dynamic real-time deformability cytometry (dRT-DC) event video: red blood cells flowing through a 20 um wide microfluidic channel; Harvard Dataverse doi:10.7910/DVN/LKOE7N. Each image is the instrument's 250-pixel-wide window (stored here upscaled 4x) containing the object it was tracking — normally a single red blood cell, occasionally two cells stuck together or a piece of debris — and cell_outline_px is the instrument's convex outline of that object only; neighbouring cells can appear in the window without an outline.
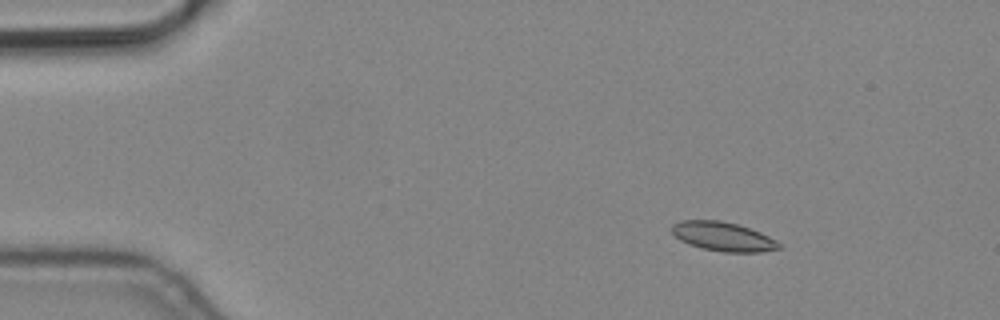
{"species": "common noctule bat (a hibernating species)", "species_latin": "Nyctalus noctula", "temperature_condition": "cold", "stored_images_in_passage": 6, "camera_frame_rate_fps": 3000, "um_per_image_px": 0.085, "animal": {"sex": "male", "body_mass_g": 19.2, "forearm_length_mm": 51.8}, "frame": {"image": 1, "passage_image": 3, "time_ms": 0.667, "image_size_px": [1000, 320], "cell_outline_px": [[780, 248], [760, 252], [724, 252], [704, 248], [688, 244], [680, 240], [672, 232], [672, 224], [680, 220], [720, 220], [736, 224], [760, 232], [776, 240], [780, 244]], "centroid_in_image_um": [61.44, 20.1], "position_along_channel_um": 23.6, "area_um2": 17.98}}
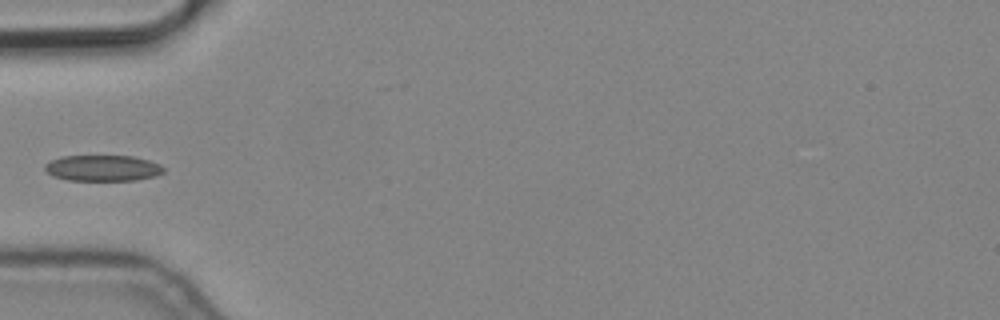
{"frame": {"image": 2, "passage_image": 6, "time_ms": 1.667, "image_size_px": [1000, 320], "cell_outline_px": [[164, 172], [156, 176], [136, 180], [68, 180], [52, 176], [44, 168], [44, 164], [60, 156], [132, 156], [148, 160], [160, 164], [164, 168]], "centroid_in_image_um": [8.73, 14.29], "position_along_channel_um": 76.3, "area_um2": 17.98}}